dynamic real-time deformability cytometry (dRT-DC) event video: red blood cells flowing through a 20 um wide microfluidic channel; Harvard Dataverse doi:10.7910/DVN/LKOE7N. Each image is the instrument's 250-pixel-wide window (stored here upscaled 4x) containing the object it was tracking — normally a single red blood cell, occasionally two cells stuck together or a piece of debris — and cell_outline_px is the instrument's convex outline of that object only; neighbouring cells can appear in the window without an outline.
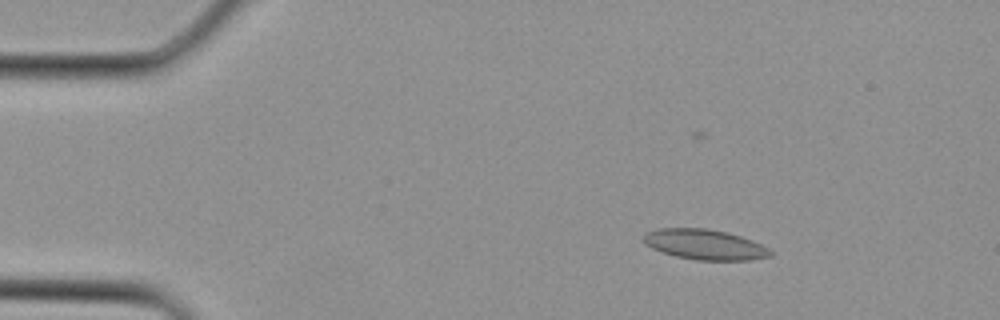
{"species": "Egyptian fruit bat (a non-hibernating species)", "species_latin": "Rousettus aegyptiacus", "temperature_condition": "cold", "stored_images_in_passage": 33, "camera_frame_rate_fps": 3000, "um_per_image_px": 0.085, "animal": {"sex": "female"}, "frame": {"image": 1, "passage_image": 3, "time_ms": 0.667, "image_size_px": [1000, 320], "cell_outline_px": [[776, 252], [772, 256], [752, 260], [696, 260], [676, 256], [652, 248], [644, 244], [644, 232], [656, 228], [708, 228], [728, 232], [752, 240]], "centroid_in_image_um": [59.93, 20.78], "position_along_channel_um": 25.1, "area_um2": 22.6}}
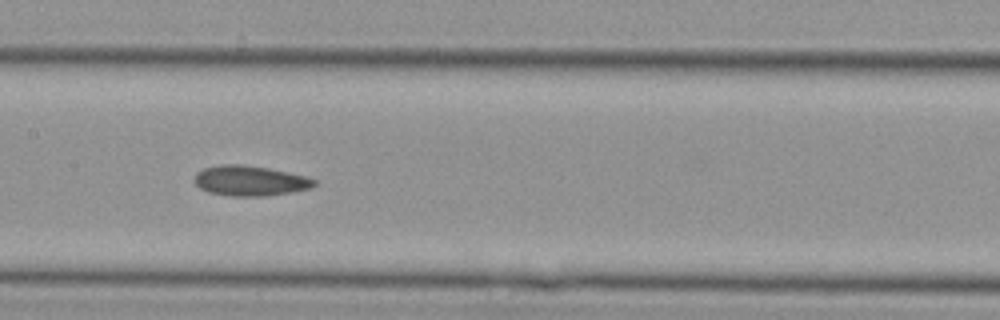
{"frame": {"image": 2, "passage_image": 15, "time_ms": 4.667, "image_size_px": [1000, 320], "cell_outline_px": [[316, 184], [308, 188], [288, 192], [264, 196], [232, 196], [208, 192], [200, 188], [192, 180], [196, 172], [204, 168], [220, 164], [240, 164], [268, 168], [288, 172], [304, 176], [316, 180]], "centroid_in_image_um": [21.18, 15.35], "position_along_channel_um": 186.2, "area_um2": 20.92}}
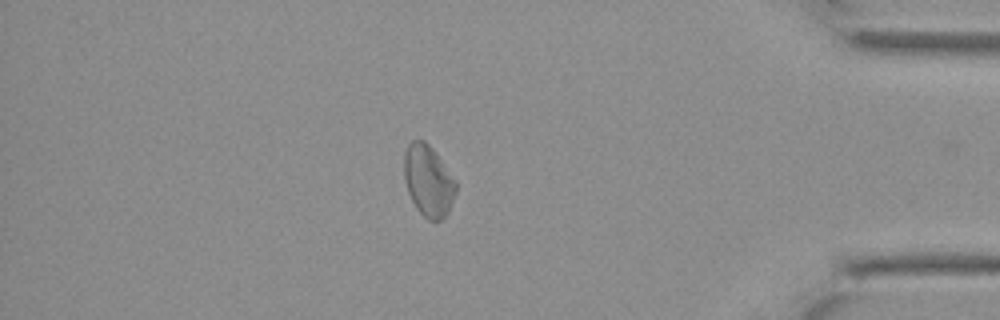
{"frame": {"image": 3, "passage_image": 28, "time_ms": 9.0, "image_size_px": [1000, 320], "cell_outline_px": [[456, 192], [448, 212], [440, 220], [428, 220], [416, 208], [408, 192], [404, 180], [404, 152], [408, 144], [412, 140], [424, 140], [432, 148], [456, 180]], "centroid_in_image_um": [36.39, 15.35], "position_along_channel_um": 398.8, "area_um2": 21.44}}